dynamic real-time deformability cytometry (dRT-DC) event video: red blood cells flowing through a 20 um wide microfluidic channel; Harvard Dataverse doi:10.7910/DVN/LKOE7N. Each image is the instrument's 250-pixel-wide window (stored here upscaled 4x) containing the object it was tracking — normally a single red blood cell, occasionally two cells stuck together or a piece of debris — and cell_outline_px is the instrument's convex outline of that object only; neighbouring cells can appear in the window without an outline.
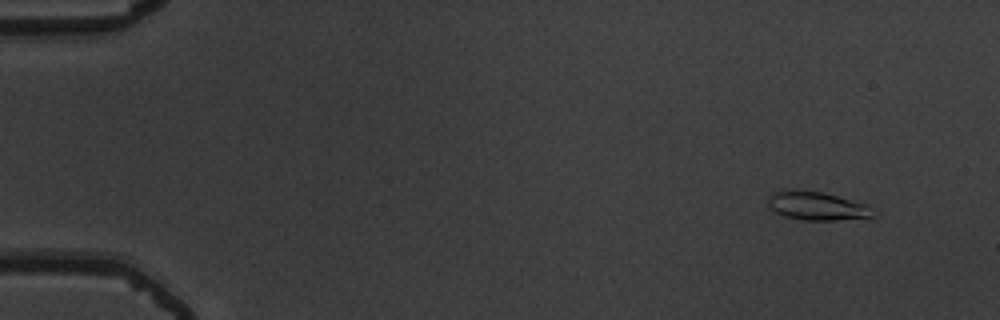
{"species": "common noctule bat (a hibernating species)", "species_latin": "Nyctalus noctula", "temperature_condition": "warm", "stored_images_in_passage": 49, "camera_frame_rate_fps": 3000, "um_per_image_px": 0.085, "animal": {"sex": "male", "body_mass_g": 19.5, "forearm_length_mm": 54.6}, "frame": {"image": 1, "passage_image": 1, "time_ms": 0.0, "image_size_px": [1000, 320], "cell_outline_px": [[872, 216], [836, 220], [800, 220], [784, 216], [776, 212], [768, 204], [768, 196], [772, 192], [820, 192], [868, 204]], "centroid_in_image_um": [69.41, 17.54], "position_along_channel_um": 15.6, "area_um2": 16.59}}
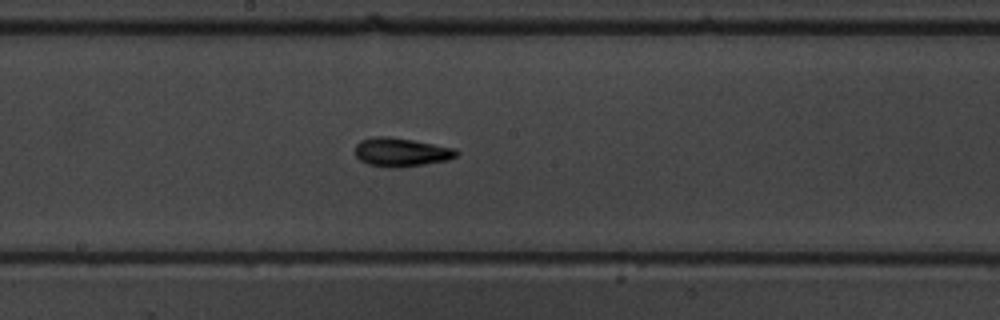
{"frame": {"image": 2, "passage_image": 27, "time_ms": 8.667, "image_size_px": [1000, 320], "cell_outline_px": [[460, 152], [456, 156], [448, 160], [424, 164], [392, 168], [368, 164], [360, 160], [356, 156], [356, 144], [360, 140], [372, 136], [388, 136], [412, 140], [456, 148]], "centroid_in_image_um": [34.1, 12.92], "position_along_channel_um": 214.1, "area_um2": 16.94}}
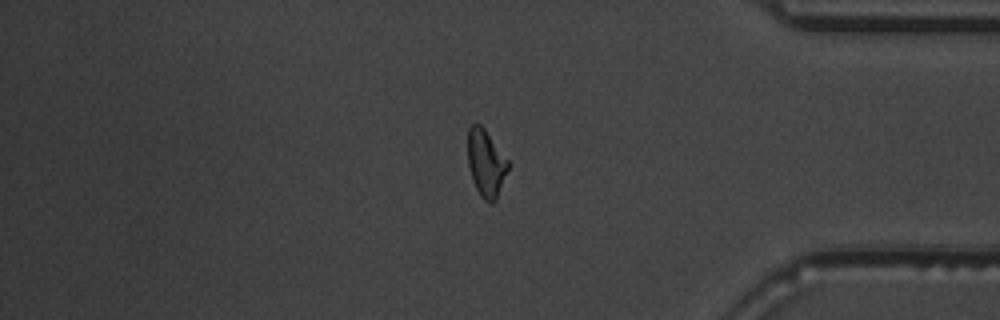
{"frame": {"image": 3, "passage_image": 43, "time_ms": 14.0, "image_size_px": [1000, 320], "cell_outline_px": [[512, 164], [496, 200], [492, 204], [484, 200], [480, 196], [472, 180], [468, 164], [468, 128], [472, 124], [480, 124], [484, 128]], "centroid_in_image_um": [41.34, 13.89], "position_along_channel_um": 393.9, "area_um2": 16.13}}